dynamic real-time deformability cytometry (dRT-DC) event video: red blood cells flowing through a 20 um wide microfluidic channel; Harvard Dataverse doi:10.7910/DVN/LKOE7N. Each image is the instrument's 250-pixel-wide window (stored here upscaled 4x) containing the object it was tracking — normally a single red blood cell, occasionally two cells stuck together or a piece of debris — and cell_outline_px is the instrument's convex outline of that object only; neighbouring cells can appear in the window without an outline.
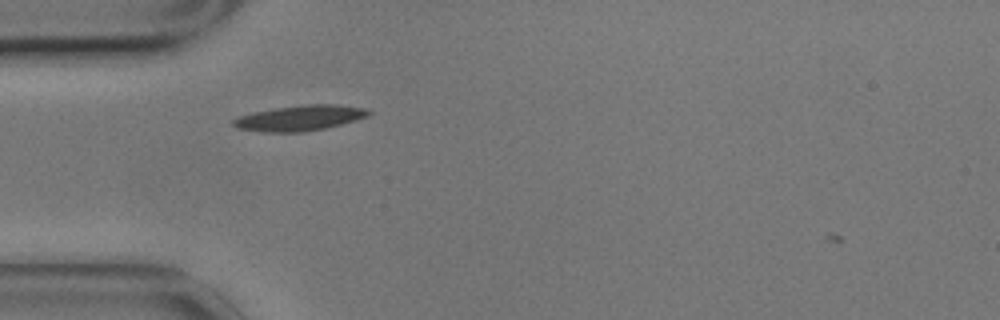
{"species": "common noctule bat (a hibernating species)", "species_latin": "Nyctalus noctula", "temperature_condition": "cold", "stored_images_in_passage": 45, "camera_frame_rate_fps": 3000, "um_per_image_px": 0.085, "animal": {"sex": "male", "body_mass_g": 17.9}, "frame": {"image": 1, "passage_image": 5, "time_ms": 1.333, "image_size_px": [1000, 320], "cell_outline_px": [[372, 112], [368, 116], [356, 120], [324, 128], [304, 132], [264, 132], [236, 128], [232, 124], [232, 120], [240, 116], [252, 112], [276, 108], [304, 104], [336, 104], [364, 108]], "centroid_in_image_um": [25.47, 10.03], "position_along_channel_um": 59.5, "area_um2": 20.0}}
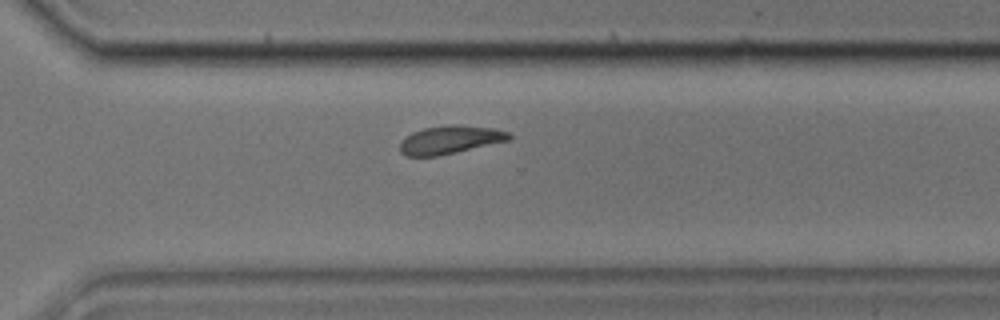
{"frame": {"image": 2, "passage_image": 29, "time_ms": 9.333, "image_size_px": [1000, 320], "cell_outline_px": [[512, 140], [456, 152], [436, 156], [404, 156], [400, 152], [400, 144], [412, 132], [424, 128], [452, 124], [460, 124], [496, 128], [512, 132]], "centroid_in_image_um": [38.35, 11.86], "position_along_channel_um": 332.3, "area_um2": 18.15}}
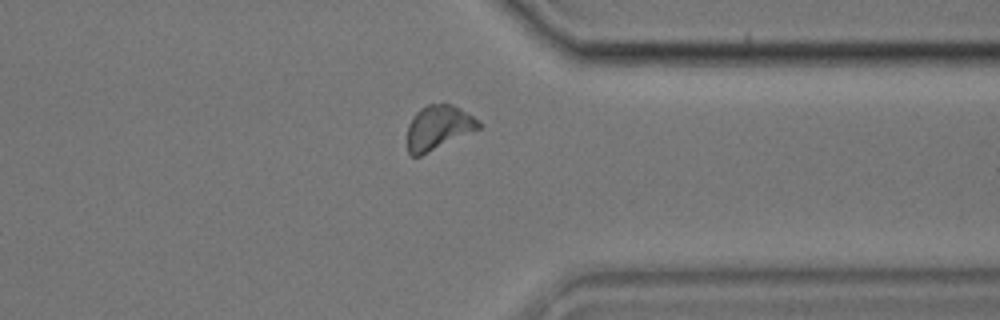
{"frame": {"image": 3, "passage_image": 33, "time_ms": 10.667, "image_size_px": [1000, 320], "cell_outline_px": [[484, 124], [480, 128], [420, 156], [412, 156], [408, 152], [408, 124], [412, 116], [420, 108], [428, 104], [452, 104], [472, 116]], "centroid_in_image_um": [37.25, 10.83], "position_along_channel_um": 374.2, "area_um2": 18.26}, "authors_computed_cell_mechanics": {"area_um2": 18.1492, "velocity_mm_per_s": 3.4353, "shape_relaxation_time_tau1_ms": 3.1478, "shape_relaxation_time_tau2_ms": null, "deformation_change_tau1": 0.1472, "deformation_change_tau2": null}}